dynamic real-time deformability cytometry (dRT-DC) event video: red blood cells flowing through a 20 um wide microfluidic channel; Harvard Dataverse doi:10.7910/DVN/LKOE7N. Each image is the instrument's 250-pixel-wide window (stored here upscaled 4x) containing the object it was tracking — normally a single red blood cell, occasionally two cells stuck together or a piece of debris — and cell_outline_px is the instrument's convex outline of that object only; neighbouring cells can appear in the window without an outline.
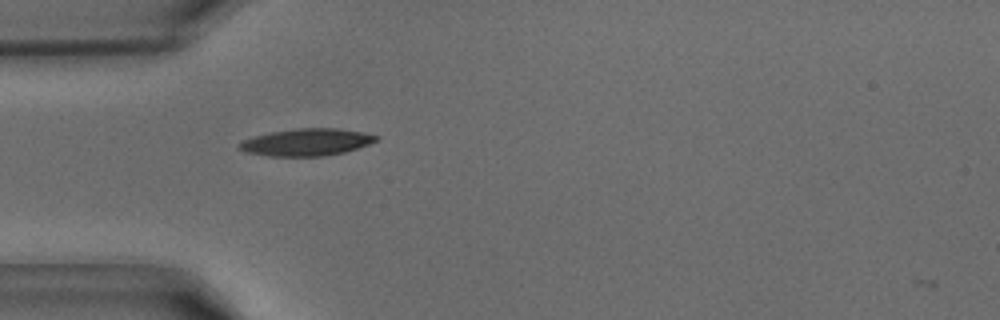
{"species": "common noctule bat (a hibernating species)", "species_latin": "Nyctalus noctula", "temperature_condition": "warm", "stored_images_in_passage": 2, "camera_frame_rate_fps": 3000, "um_per_image_px": 0.085, "animal": {"sex": "male", "body_mass_g": 15.6}, "frame": {"image": 1, "passage_image": 1, "time_ms": 0.0, "image_size_px": [1000, 320], "cell_outline_px": [[380, 140], [344, 152], [324, 156], [268, 156], [244, 152], [236, 148], [236, 144], [244, 140], [256, 136], [272, 132], [296, 128], [336, 128], [360, 132], [380, 136]], "centroid_in_image_um": [26.03, 12.09], "position_along_channel_um": 59.0, "area_um2": 21.62}}